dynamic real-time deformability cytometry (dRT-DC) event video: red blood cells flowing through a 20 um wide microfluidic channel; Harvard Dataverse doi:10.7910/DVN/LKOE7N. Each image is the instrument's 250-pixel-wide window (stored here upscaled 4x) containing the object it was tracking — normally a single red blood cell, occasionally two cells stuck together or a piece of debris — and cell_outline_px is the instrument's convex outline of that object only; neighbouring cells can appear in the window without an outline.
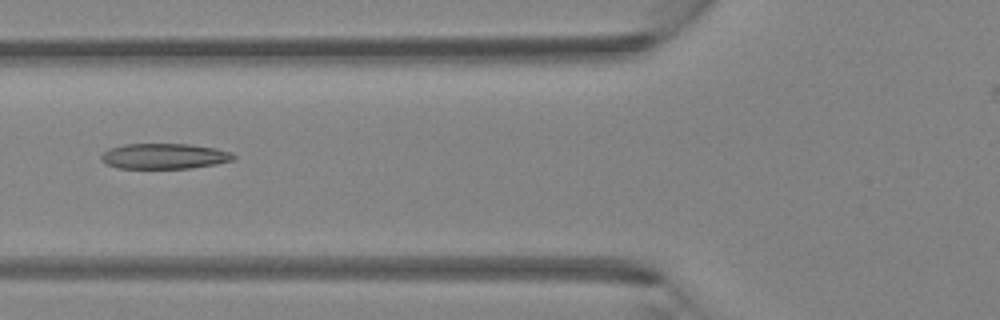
{"species": "Egyptian fruit bat (a non-hibernating species)", "species_latin": "Rousettus aegyptiacus", "temperature_condition": "room temperature", "stored_images_in_passage": 3, "camera_frame_rate_fps": 3000, "um_per_image_px": 0.085, "animal": {"sex": "female"}, "frame": {"image": 1, "passage_image": 3, "time_ms": 0.667, "image_size_px": [1000, 320], "cell_outline_px": [[236, 160], [216, 164], [192, 168], [116, 168], [104, 164], [100, 160], [100, 156], [108, 148], [124, 144], [188, 144], [216, 148], [232, 152], [236, 156]], "centroid_in_image_um": [13.96, 13.28], "position_along_channel_um": 111.8, "area_um2": 19.94}}